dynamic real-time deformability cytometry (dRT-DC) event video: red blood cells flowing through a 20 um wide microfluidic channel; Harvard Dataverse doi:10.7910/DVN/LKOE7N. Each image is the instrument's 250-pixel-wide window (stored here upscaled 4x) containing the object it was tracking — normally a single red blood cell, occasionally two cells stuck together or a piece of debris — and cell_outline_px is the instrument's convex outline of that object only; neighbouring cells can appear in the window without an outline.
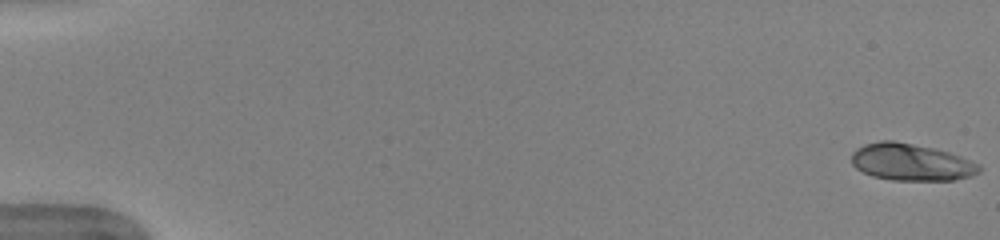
{"species": "human", "species_latin": "Homo sapiens", "temperature_condition": "warm", "stored_images_in_passage": 52, "camera_frame_rate_fps": 3000, "um_per_image_px": 0.085, "donor": {"sex": "female"}, "frame": {"image": 1, "passage_image": 1, "time_ms": 0.0, "image_size_px": [1000, 240], "cell_outline_px": [[980, 172], [972, 176], [952, 180], [892, 180], [872, 176], [856, 168], [852, 164], [852, 152], [856, 148], [864, 144], [880, 140], [892, 140], [932, 148], [948, 152], [960, 156], [980, 164]], "centroid_in_image_um": [77.43, 13.78], "position_along_channel_um": 7.6, "area_um2": 27.46}}
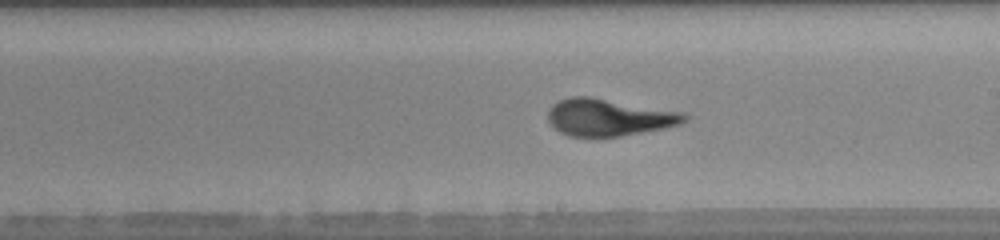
{"frame": {"image": 2, "passage_image": 31, "time_ms": 10.0, "image_size_px": [1000, 240], "cell_outline_px": [[688, 116], [680, 124], [664, 128], [620, 136], [568, 136], [560, 132], [548, 120], [548, 108], [552, 104], [560, 100], [572, 96], [588, 96], [684, 112]], "centroid_in_image_um": [51.73, 9.96], "position_along_channel_um": 237.3, "area_um2": 29.25}}
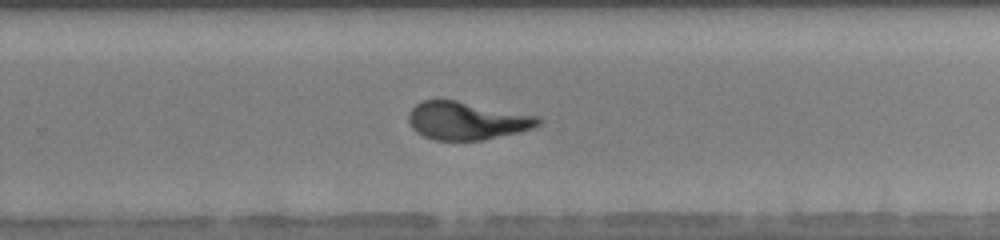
{"frame": {"image": 3, "passage_image": 35, "time_ms": 11.333, "image_size_px": [1000, 240], "cell_outline_px": [[544, 120], [540, 124], [532, 128], [516, 132], [480, 140], [436, 140], [424, 136], [416, 132], [412, 128], [408, 120], [408, 112], [416, 104], [424, 100], [456, 100], [540, 116]], "centroid_in_image_um": [39.67, 10.25], "position_along_channel_um": 290.1, "area_um2": 28.55}, "authors_computed_cell_mechanics": {"area_um2": 28.4665, "velocity_mm_per_s": 3.9961, "shape_relaxation_time_tau1_ms": 4.0831, "shape_relaxation_time_tau2_ms": 0.7485, "deformation_change_tau1": 0.2255, "deformation_change_tau2": 0.0843}}